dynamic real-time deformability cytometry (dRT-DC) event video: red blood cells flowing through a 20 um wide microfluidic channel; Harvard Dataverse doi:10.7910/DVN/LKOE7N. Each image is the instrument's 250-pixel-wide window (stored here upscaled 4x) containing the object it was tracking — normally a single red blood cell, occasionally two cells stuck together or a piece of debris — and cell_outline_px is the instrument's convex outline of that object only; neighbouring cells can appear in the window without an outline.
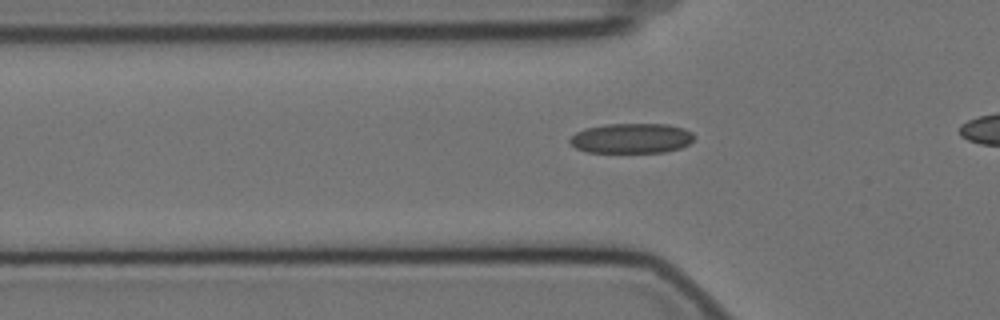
{"species": "Egyptian fruit bat (a non-hibernating species)", "species_latin": "Rousettus aegyptiacus", "temperature_condition": "cold", "stored_images_in_passage": 39, "camera_frame_rate_fps": 3000, "um_per_image_px": 0.085, "animal": {"sex": "female"}, "frame": {"image": 1, "passage_image": 11, "time_ms": 3.333, "image_size_px": [1000, 320], "cell_outline_px": [[692, 140], [688, 144], [680, 148], [664, 152], [588, 152], [576, 148], [568, 140], [576, 132], [584, 128], [604, 124], [668, 124], [684, 128], [692, 132]], "centroid_in_image_um": [53.66, 11.74], "position_along_channel_um": 72.1, "area_um2": 21.68}}
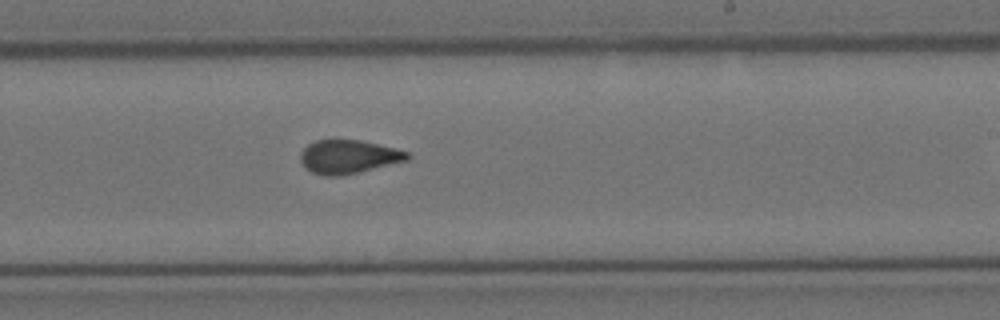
{"frame": {"image": 2, "passage_image": 27, "time_ms": 8.667, "image_size_px": [1000, 320], "cell_outline_px": [[412, 156], [408, 160], [340, 176], [324, 176], [312, 172], [300, 160], [300, 152], [308, 144], [316, 140], [360, 140], [408, 152]], "centroid_in_image_um": [29.6, 13.32], "position_along_channel_um": 259.4, "area_um2": 20.58}}
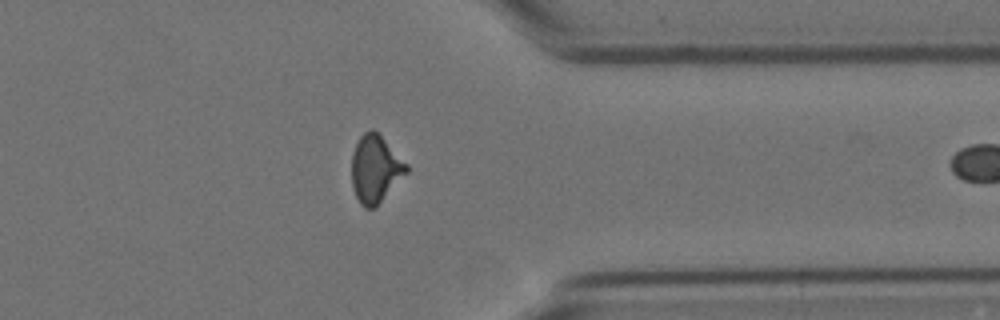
{"frame": {"image": 3, "passage_image": 38, "time_ms": 12.333, "image_size_px": [1000, 320], "cell_outline_px": [[408, 172], [376, 208], [364, 208], [360, 204], [352, 188], [352, 152], [360, 136], [364, 132], [372, 128], [408, 164]], "centroid_in_image_um": [31.9, 14.4], "position_along_channel_um": 379.5, "area_um2": 21.56}}